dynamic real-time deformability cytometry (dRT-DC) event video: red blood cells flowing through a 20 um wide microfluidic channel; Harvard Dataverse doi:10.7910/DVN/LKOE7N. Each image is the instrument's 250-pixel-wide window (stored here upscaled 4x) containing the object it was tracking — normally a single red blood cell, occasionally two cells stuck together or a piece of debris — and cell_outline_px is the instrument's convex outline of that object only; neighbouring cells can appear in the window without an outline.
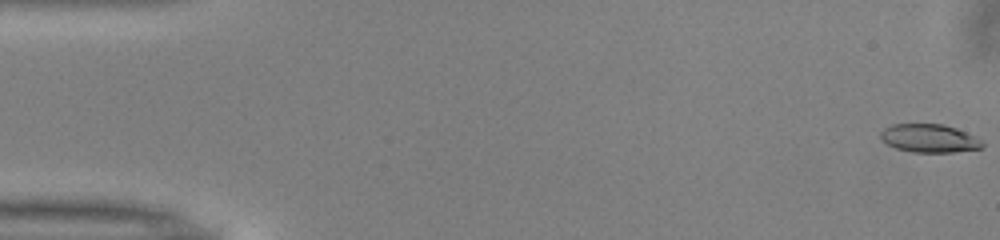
{"species": "common noctule bat (a hibernating species)", "species_latin": "Nyctalus noctula", "temperature_condition": "warm", "stored_images_in_passage": 51, "camera_frame_rate_fps": 3000, "um_per_image_px": 0.085, "animal": {"sex": "male", "body_mass_g": 13.0, "forearm_length_mm": 53.1}, "frame": {"image": 1, "passage_image": 1, "time_ms": 0.0, "image_size_px": [1000, 240], "cell_outline_px": [[984, 148], [952, 152], [912, 152], [896, 148], [880, 140], [880, 132], [884, 128], [892, 124], [944, 124], [956, 128], [976, 136], [984, 144]], "centroid_in_image_um": [78.99, 11.75], "position_along_channel_um": 6.0, "area_um2": 16.88}}
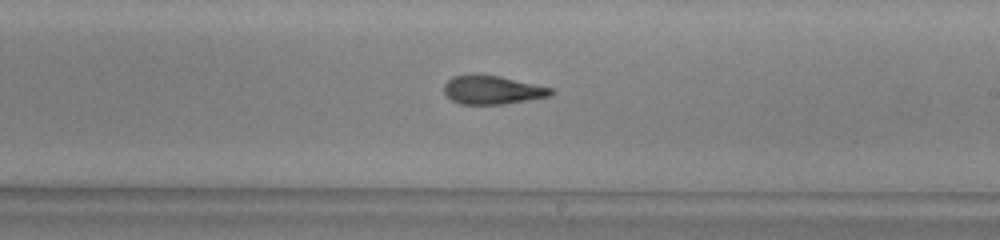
{"frame": {"image": 2, "passage_image": 30, "time_ms": 9.667, "image_size_px": [1000, 240], "cell_outline_px": [[556, 92], [552, 96], [504, 104], [460, 104], [452, 100], [444, 92], [444, 84], [452, 76], [476, 72], [500, 76], [552, 88]], "centroid_in_image_um": [41.84, 7.62], "position_along_channel_um": 247.2, "area_um2": 18.21}}
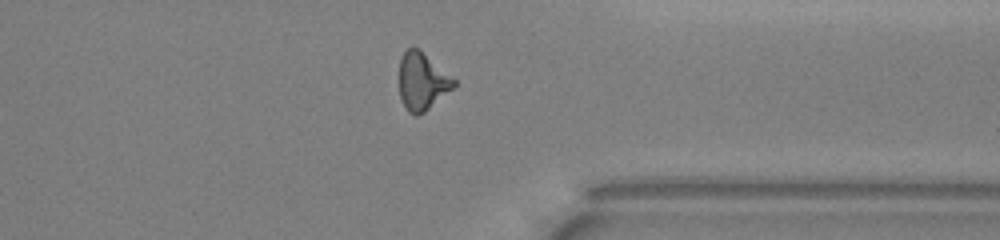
{"frame": {"image": 3, "passage_image": 40, "time_ms": 13.0, "image_size_px": [1000, 240], "cell_outline_px": [[456, 84], [452, 88], [424, 112], [416, 116], [408, 112], [400, 96], [400, 56], [412, 44], [420, 48], [456, 80]], "centroid_in_image_um": [35.87, 6.86], "position_along_channel_um": 375.5, "area_um2": 18.26}, "authors_computed_cell_mechanics": {"area_um2": 18.2648, "velocity_mm_per_s": 4.0337, "shape_relaxation_time_tau1_ms": 6.6028, "shape_relaxation_time_tau2_ms": 2.6223, "deformation_change_tau1": 0.2247, "deformation_change_tau2": 0.1187}}